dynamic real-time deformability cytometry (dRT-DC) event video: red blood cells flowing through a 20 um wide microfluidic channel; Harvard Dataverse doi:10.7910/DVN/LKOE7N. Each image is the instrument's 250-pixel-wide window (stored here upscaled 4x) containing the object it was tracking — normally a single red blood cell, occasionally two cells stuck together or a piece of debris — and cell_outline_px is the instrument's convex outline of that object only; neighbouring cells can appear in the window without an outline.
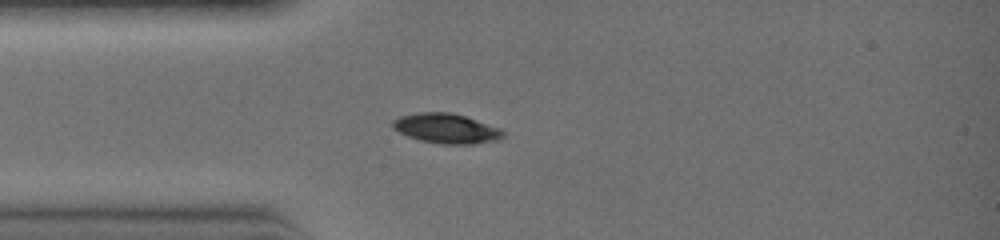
{"species": "common noctule bat (a hibernating species)", "species_latin": "Nyctalus noctula", "temperature_condition": "warm", "stored_images_in_passage": 2, "camera_frame_rate_fps": 3000, "um_per_image_px": 0.085, "animal": {"sex": "female", "body_mass_g": 19.0, "forearm_length_mm": 51.5}, "frame": {"image": 1, "passage_image": 2, "time_ms": 0.333, "image_size_px": [1000, 240], "cell_outline_px": [[504, 136], [496, 140], [472, 144], [440, 144], [420, 140], [408, 136], [392, 128], [392, 120], [400, 116], [420, 112], [452, 112], [500, 128], [504, 132]], "centroid_in_image_um": [37.91, 10.92], "position_along_channel_um": 47.1, "area_um2": 19.07}}